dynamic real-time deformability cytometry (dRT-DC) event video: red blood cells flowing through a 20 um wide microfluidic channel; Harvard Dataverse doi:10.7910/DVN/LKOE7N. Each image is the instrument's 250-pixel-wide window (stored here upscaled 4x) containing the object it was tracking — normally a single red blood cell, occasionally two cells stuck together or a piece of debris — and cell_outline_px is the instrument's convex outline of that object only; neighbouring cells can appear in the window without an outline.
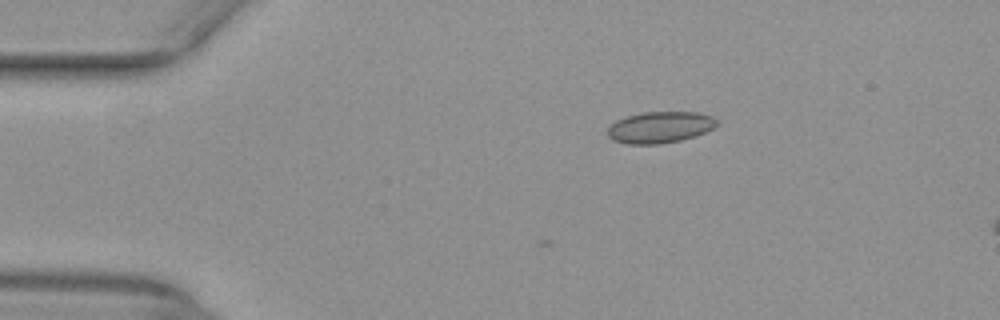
{"species": "common noctule bat (a hibernating species)", "species_latin": "Nyctalus noctula", "temperature_condition": "warm", "stored_images_in_passage": 4, "camera_frame_rate_fps": 3000, "um_per_image_px": 0.085, "animal": {"sex": "female", "body_mass_g": 29.2, "forearm_length_mm": 56.3}, "frame": {"image": 1, "passage_image": 1, "time_ms": 0.0, "image_size_px": [1000, 320], "cell_outline_px": [[716, 124], [712, 128], [704, 132], [680, 140], [660, 144], [628, 144], [612, 140], [608, 136], [608, 128], [616, 120], [628, 116], [644, 112], [696, 112], [712, 116], [716, 120]], "centroid_in_image_um": [56.06, 10.82], "position_along_channel_um": 28.9, "area_um2": 19.71}}